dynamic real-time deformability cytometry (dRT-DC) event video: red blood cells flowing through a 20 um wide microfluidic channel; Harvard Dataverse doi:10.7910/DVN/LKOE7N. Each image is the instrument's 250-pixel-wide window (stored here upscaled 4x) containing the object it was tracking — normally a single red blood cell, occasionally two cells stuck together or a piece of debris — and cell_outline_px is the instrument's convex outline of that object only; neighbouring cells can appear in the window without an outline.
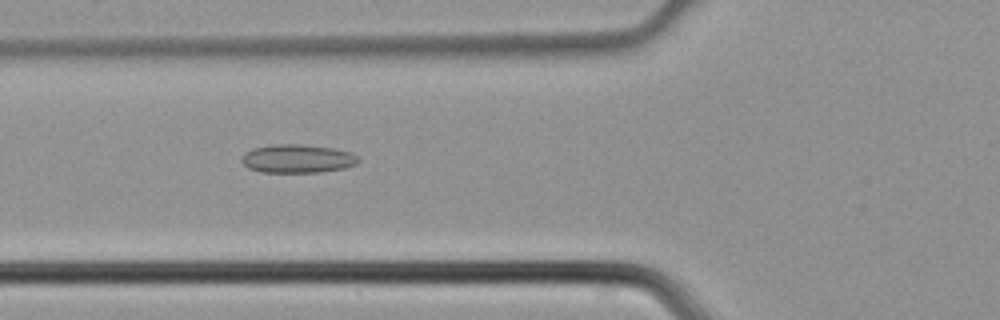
{"species": "common noctule bat (a hibernating species)", "species_latin": "Nyctalus noctula", "temperature_condition": "cold", "stored_images_in_passage": 32, "camera_frame_rate_fps": 3000, "um_per_image_px": 0.085, "animal": {"sex": "male", "body_mass_g": 21.5, "forearm_length_mm": 52.0}, "frame": {"image": 1, "passage_image": 4, "time_ms": 1.0, "image_size_px": [1000, 320], "cell_outline_px": [[360, 160], [356, 164], [344, 168], [320, 172], [260, 172], [248, 168], [240, 160], [244, 152], [252, 148], [276, 144], [300, 144], [332, 148], [352, 152]], "centroid_in_image_um": [25.26, 13.48], "position_along_channel_um": 100.5, "area_um2": 19.42}}
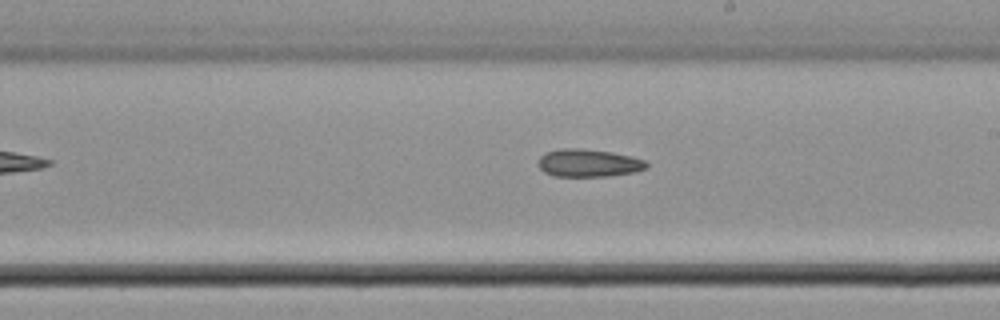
{"frame": {"image": 2, "passage_image": 13, "time_ms": 4.0, "image_size_px": [1000, 320], "cell_outline_px": [[648, 168], [636, 172], [608, 176], [552, 176], [544, 172], [540, 168], [540, 156], [544, 152], [560, 148], [580, 148], [612, 152], [632, 156], [644, 160], [648, 164]], "centroid_in_image_um": [50.04, 13.85], "position_along_channel_um": 239.0, "area_um2": 17.63}}
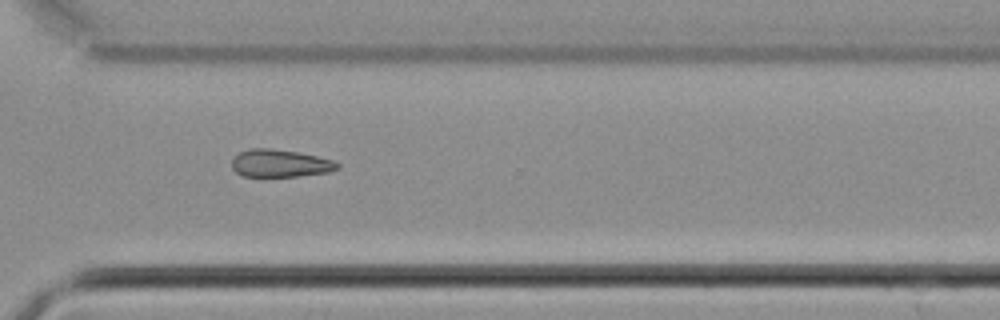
{"frame": {"image": 3, "passage_image": 20, "time_ms": 6.333, "image_size_px": [1000, 320], "cell_outline_px": [[340, 168], [328, 172], [296, 176], [244, 176], [236, 172], [232, 168], [232, 160], [240, 152], [248, 148], [268, 148], [296, 152], [316, 156], [332, 160], [340, 164]], "centroid_in_image_um": [23.8, 13.88], "position_along_channel_um": 346.8, "area_um2": 16.76}}